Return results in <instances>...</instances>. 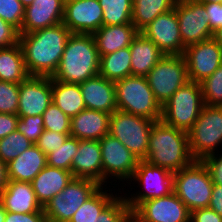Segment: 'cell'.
I'll return each mask as SVG.
<instances>
[{
	"label": "cell",
	"mask_w": 222,
	"mask_h": 222,
	"mask_svg": "<svg viewBox=\"0 0 222 222\" xmlns=\"http://www.w3.org/2000/svg\"><path fill=\"white\" fill-rule=\"evenodd\" d=\"M52 103L72 118L86 109L79 84L52 79Z\"/></svg>",
	"instance_id": "28"
},
{
	"label": "cell",
	"mask_w": 222,
	"mask_h": 222,
	"mask_svg": "<svg viewBox=\"0 0 222 222\" xmlns=\"http://www.w3.org/2000/svg\"><path fill=\"white\" fill-rule=\"evenodd\" d=\"M200 84L204 105L222 107V64Z\"/></svg>",
	"instance_id": "36"
},
{
	"label": "cell",
	"mask_w": 222,
	"mask_h": 222,
	"mask_svg": "<svg viewBox=\"0 0 222 222\" xmlns=\"http://www.w3.org/2000/svg\"><path fill=\"white\" fill-rule=\"evenodd\" d=\"M204 107L200 83L187 82L162 107L161 120L172 127L188 132Z\"/></svg>",
	"instance_id": "6"
},
{
	"label": "cell",
	"mask_w": 222,
	"mask_h": 222,
	"mask_svg": "<svg viewBox=\"0 0 222 222\" xmlns=\"http://www.w3.org/2000/svg\"><path fill=\"white\" fill-rule=\"evenodd\" d=\"M201 161L207 168L213 184L222 186V154H211Z\"/></svg>",
	"instance_id": "43"
},
{
	"label": "cell",
	"mask_w": 222,
	"mask_h": 222,
	"mask_svg": "<svg viewBox=\"0 0 222 222\" xmlns=\"http://www.w3.org/2000/svg\"><path fill=\"white\" fill-rule=\"evenodd\" d=\"M25 7L20 0H0V18L13 26L18 32L22 29Z\"/></svg>",
	"instance_id": "40"
},
{
	"label": "cell",
	"mask_w": 222,
	"mask_h": 222,
	"mask_svg": "<svg viewBox=\"0 0 222 222\" xmlns=\"http://www.w3.org/2000/svg\"><path fill=\"white\" fill-rule=\"evenodd\" d=\"M7 164L0 159V194L8 185Z\"/></svg>",
	"instance_id": "50"
},
{
	"label": "cell",
	"mask_w": 222,
	"mask_h": 222,
	"mask_svg": "<svg viewBox=\"0 0 222 222\" xmlns=\"http://www.w3.org/2000/svg\"><path fill=\"white\" fill-rule=\"evenodd\" d=\"M44 130L58 133H70L71 118L63 113L54 103L43 112Z\"/></svg>",
	"instance_id": "37"
},
{
	"label": "cell",
	"mask_w": 222,
	"mask_h": 222,
	"mask_svg": "<svg viewBox=\"0 0 222 222\" xmlns=\"http://www.w3.org/2000/svg\"><path fill=\"white\" fill-rule=\"evenodd\" d=\"M183 56L191 82L201 83L222 64V48L214 38L187 46Z\"/></svg>",
	"instance_id": "15"
},
{
	"label": "cell",
	"mask_w": 222,
	"mask_h": 222,
	"mask_svg": "<svg viewBox=\"0 0 222 222\" xmlns=\"http://www.w3.org/2000/svg\"><path fill=\"white\" fill-rule=\"evenodd\" d=\"M19 117L14 114L0 113V139L16 130Z\"/></svg>",
	"instance_id": "48"
},
{
	"label": "cell",
	"mask_w": 222,
	"mask_h": 222,
	"mask_svg": "<svg viewBox=\"0 0 222 222\" xmlns=\"http://www.w3.org/2000/svg\"><path fill=\"white\" fill-rule=\"evenodd\" d=\"M46 165V154L33 144L7 164L8 180L31 183Z\"/></svg>",
	"instance_id": "26"
},
{
	"label": "cell",
	"mask_w": 222,
	"mask_h": 222,
	"mask_svg": "<svg viewBox=\"0 0 222 222\" xmlns=\"http://www.w3.org/2000/svg\"><path fill=\"white\" fill-rule=\"evenodd\" d=\"M20 84L0 81V113L17 115Z\"/></svg>",
	"instance_id": "39"
},
{
	"label": "cell",
	"mask_w": 222,
	"mask_h": 222,
	"mask_svg": "<svg viewBox=\"0 0 222 222\" xmlns=\"http://www.w3.org/2000/svg\"><path fill=\"white\" fill-rule=\"evenodd\" d=\"M103 13L98 0H67L62 23L72 33L93 34L103 26Z\"/></svg>",
	"instance_id": "17"
},
{
	"label": "cell",
	"mask_w": 222,
	"mask_h": 222,
	"mask_svg": "<svg viewBox=\"0 0 222 222\" xmlns=\"http://www.w3.org/2000/svg\"><path fill=\"white\" fill-rule=\"evenodd\" d=\"M213 182L200 160L173 174V191L190 212L207 208L212 196Z\"/></svg>",
	"instance_id": "5"
},
{
	"label": "cell",
	"mask_w": 222,
	"mask_h": 222,
	"mask_svg": "<svg viewBox=\"0 0 222 222\" xmlns=\"http://www.w3.org/2000/svg\"><path fill=\"white\" fill-rule=\"evenodd\" d=\"M173 174L168 169L140 160L130 181H137L138 186L141 185L144 191L136 192V195L134 193L133 197L131 194V198L129 195L125 197L131 212L142 202L172 193Z\"/></svg>",
	"instance_id": "11"
},
{
	"label": "cell",
	"mask_w": 222,
	"mask_h": 222,
	"mask_svg": "<svg viewBox=\"0 0 222 222\" xmlns=\"http://www.w3.org/2000/svg\"><path fill=\"white\" fill-rule=\"evenodd\" d=\"M99 75L110 81H117L131 75V52L126 47L100 56Z\"/></svg>",
	"instance_id": "31"
},
{
	"label": "cell",
	"mask_w": 222,
	"mask_h": 222,
	"mask_svg": "<svg viewBox=\"0 0 222 222\" xmlns=\"http://www.w3.org/2000/svg\"><path fill=\"white\" fill-rule=\"evenodd\" d=\"M100 55L92 34L72 33L59 66L51 77L66 83L81 84L99 75Z\"/></svg>",
	"instance_id": "2"
},
{
	"label": "cell",
	"mask_w": 222,
	"mask_h": 222,
	"mask_svg": "<svg viewBox=\"0 0 222 222\" xmlns=\"http://www.w3.org/2000/svg\"><path fill=\"white\" fill-rule=\"evenodd\" d=\"M100 187L101 185L93 180L73 177L68 185L43 207L47 222H69L80 206Z\"/></svg>",
	"instance_id": "10"
},
{
	"label": "cell",
	"mask_w": 222,
	"mask_h": 222,
	"mask_svg": "<svg viewBox=\"0 0 222 222\" xmlns=\"http://www.w3.org/2000/svg\"><path fill=\"white\" fill-rule=\"evenodd\" d=\"M5 222H47L44 212L13 213L7 212Z\"/></svg>",
	"instance_id": "45"
},
{
	"label": "cell",
	"mask_w": 222,
	"mask_h": 222,
	"mask_svg": "<svg viewBox=\"0 0 222 222\" xmlns=\"http://www.w3.org/2000/svg\"><path fill=\"white\" fill-rule=\"evenodd\" d=\"M124 222H138L132 215H130Z\"/></svg>",
	"instance_id": "55"
},
{
	"label": "cell",
	"mask_w": 222,
	"mask_h": 222,
	"mask_svg": "<svg viewBox=\"0 0 222 222\" xmlns=\"http://www.w3.org/2000/svg\"><path fill=\"white\" fill-rule=\"evenodd\" d=\"M131 52V75L146 77L164 53L142 33L132 40L129 46Z\"/></svg>",
	"instance_id": "27"
},
{
	"label": "cell",
	"mask_w": 222,
	"mask_h": 222,
	"mask_svg": "<svg viewBox=\"0 0 222 222\" xmlns=\"http://www.w3.org/2000/svg\"><path fill=\"white\" fill-rule=\"evenodd\" d=\"M146 162L177 172L194 159L189 150L188 132L155 121L149 135Z\"/></svg>",
	"instance_id": "3"
},
{
	"label": "cell",
	"mask_w": 222,
	"mask_h": 222,
	"mask_svg": "<svg viewBox=\"0 0 222 222\" xmlns=\"http://www.w3.org/2000/svg\"><path fill=\"white\" fill-rule=\"evenodd\" d=\"M65 0H33L25 8L24 21L19 34L32 33L62 23Z\"/></svg>",
	"instance_id": "20"
},
{
	"label": "cell",
	"mask_w": 222,
	"mask_h": 222,
	"mask_svg": "<svg viewBox=\"0 0 222 222\" xmlns=\"http://www.w3.org/2000/svg\"><path fill=\"white\" fill-rule=\"evenodd\" d=\"M139 31L132 23L102 26L92 35L100 56L129 47Z\"/></svg>",
	"instance_id": "25"
},
{
	"label": "cell",
	"mask_w": 222,
	"mask_h": 222,
	"mask_svg": "<svg viewBox=\"0 0 222 222\" xmlns=\"http://www.w3.org/2000/svg\"><path fill=\"white\" fill-rule=\"evenodd\" d=\"M77 152L78 139L69 136L61 147L46 155L47 165L71 171V164Z\"/></svg>",
	"instance_id": "35"
},
{
	"label": "cell",
	"mask_w": 222,
	"mask_h": 222,
	"mask_svg": "<svg viewBox=\"0 0 222 222\" xmlns=\"http://www.w3.org/2000/svg\"><path fill=\"white\" fill-rule=\"evenodd\" d=\"M28 76L19 42L0 48V81L20 84Z\"/></svg>",
	"instance_id": "29"
},
{
	"label": "cell",
	"mask_w": 222,
	"mask_h": 222,
	"mask_svg": "<svg viewBox=\"0 0 222 222\" xmlns=\"http://www.w3.org/2000/svg\"><path fill=\"white\" fill-rule=\"evenodd\" d=\"M222 217V186L213 184L212 196L208 205Z\"/></svg>",
	"instance_id": "49"
},
{
	"label": "cell",
	"mask_w": 222,
	"mask_h": 222,
	"mask_svg": "<svg viewBox=\"0 0 222 222\" xmlns=\"http://www.w3.org/2000/svg\"><path fill=\"white\" fill-rule=\"evenodd\" d=\"M23 6L26 8L27 6L31 5L33 0H20Z\"/></svg>",
	"instance_id": "54"
},
{
	"label": "cell",
	"mask_w": 222,
	"mask_h": 222,
	"mask_svg": "<svg viewBox=\"0 0 222 222\" xmlns=\"http://www.w3.org/2000/svg\"><path fill=\"white\" fill-rule=\"evenodd\" d=\"M86 109L112 114L117 110L115 82L97 75L79 84Z\"/></svg>",
	"instance_id": "21"
},
{
	"label": "cell",
	"mask_w": 222,
	"mask_h": 222,
	"mask_svg": "<svg viewBox=\"0 0 222 222\" xmlns=\"http://www.w3.org/2000/svg\"><path fill=\"white\" fill-rule=\"evenodd\" d=\"M103 10V26L132 23L133 0H98Z\"/></svg>",
	"instance_id": "33"
},
{
	"label": "cell",
	"mask_w": 222,
	"mask_h": 222,
	"mask_svg": "<svg viewBox=\"0 0 222 222\" xmlns=\"http://www.w3.org/2000/svg\"><path fill=\"white\" fill-rule=\"evenodd\" d=\"M156 101L163 107L187 82V63L183 55H165L146 76Z\"/></svg>",
	"instance_id": "9"
},
{
	"label": "cell",
	"mask_w": 222,
	"mask_h": 222,
	"mask_svg": "<svg viewBox=\"0 0 222 222\" xmlns=\"http://www.w3.org/2000/svg\"><path fill=\"white\" fill-rule=\"evenodd\" d=\"M190 222H222V217L211 208H200L191 212Z\"/></svg>",
	"instance_id": "47"
},
{
	"label": "cell",
	"mask_w": 222,
	"mask_h": 222,
	"mask_svg": "<svg viewBox=\"0 0 222 222\" xmlns=\"http://www.w3.org/2000/svg\"><path fill=\"white\" fill-rule=\"evenodd\" d=\"M187 1H197V0H175V3H183Z\"/></svg>",
	"instance_id": "56"
},
{
	"label": "cell",
	"mask_w": 222,
	"mask_h": 222,
	"mask_svg": "<svg viewBox=\"0 0 222 222\" xmlns=\"http://www.w3.org/2000/svg\"><path fill=\"white\" fill-rule=\"evenodd\" d=\"M174 9L185 48L213 38L214 31L209 24V15L204 4L198 1H187L176 3Z\"/></svg>",
	"instance_id": "13"
},
{
	"label": "cell",
	"mask_w": 222,
	"mask_h": 222,
	"mask_svg": "<svg viewBox=\"0 0 222 222\" xmlns=\"http://www.w3.org/2000/svg\"><path fill=\"white\" fill-rule=\"evenodd\" d=\"M106 184L101 186L91 197H89L74 213L69 222H97L101 211L117 196L108 193ZM105 191H104V190Z\"/></svg>",
	"instance_id": "32"
},
{
	"label": "cell",
	"mask_w": 222,
	"mask_h": 222,
	"mask_svg": "<svg viewBox=\"0 0 222 222\" xmlns=\"http://www.w3.org/2000/svg\"><path fill=\"white\" fill-rule=\"evenodd\" d=\"M0 203L7 212L33 213L44 212L36 199L30 182L8 181L7 187L0 194Z\"/></svg>",
	"instance_id": "22"
},
{
	"label": "cell",
	"mask_w": 222,
	"mask_h": 222,
	"mask_svg": "<svg viewBox=\"0 0 222 222\" xmlns=\"http://www.w3.org/2000/svg\"><path fill=\"white\" fill-rule=\"evenodd\" d=\"M33 144L16 129L8 136L0 139V159L8 164Z\"/></svg>",
	"instance_id": "34"
},
{
	"label": "cell",
	"mask_w": 222,
	"mask_h": 222,
	"mask_svg": "<svg viewBox=\"0 0 222 222\" xmlns=\"http://www.w3.org/2000/svg\"><path fill=\"white\" fill-rule=\"evenodd\" d=\"M72 32L63 23L32 33L19 34L24 64L29 76L52 77Z\"/></svg>",
	"instance_id": "1"
},
{
	"label": "cell",
	"mask_w": 222,
	"mask_h": 222,
	"mask_svg": "<svg viewBox=\"0 0 222 222\" xmlns=\"http://www.w3.org/2000/svg\"><path fill=\"white\" fill-rule=\"evenodd\" d=\"M7 215V211L3 207V205L0 203V222H5V218Z\"/></svg>",
	"instance_id": "52"
},
{
	"label": "cell",
	"mask_w": 222,
	"mask_h": 222,
	"mask_svg": "<svg viewBox=\"0 0 222 222\" xmlns=\"http://www.w3.org/2000/svg\"><path fill=\"white\" fill-rule=\"evenodd\" d=\"M213 38L217 41L219 46L222 48V28H219L214 32Z\"/></svg>",
	"instance_id": "51"
},
{
	"label": "cell",
	"mask_w": 222,
	"mask_h": 222,
	"mask_svg": "<svg viewBox=\"0 0 222 222\" xmlns=\"http://www.w3.org/2000/svg\"><path fill=\"white\" fill-rule=\"evenodd\" d=\"M99 143L102 156L103 185L107 184L109 177L120 181H130L140 161L138 157L110 134L103 136Z\"/></svg>",
	"instance_id": "12"
},
{
	"label": "cell",
	"mask_w": 222,
	"mask_h": 222,
	"mask_svg": "<svg viewBox=\"0 0 222 222\" xmlns=\"http://www.w3.org/2000/svg\"><path fill=\"white\" fill-rule=\"evenodd\" d=\"M74 178L90 179L103 186V168L99 140H79L78 152L71 164Z\"/></svg>",
	"instance_id": "19"
},
{
	"label": "cell",
	"mask_w": 222,
	"mask_h": 222,
	"mask_svg": "<svg viewBox=\"0 0 222 222\" xmlns=\"http://www.w3.org/2000/svg\"><path fill=\"white\" fill-rule=\"evenodd\" d=\"M175 0H133L132 24L141 32L157 16L174 9Z\"/></svg>",
	"instance_id": "30"
},
{
	"label": "cell",
	"mask_w": 222,
	"mask_h": 222,
	"mask_svg": "<svg viewBox=\"0 0 222 222\" xmlns=\"http://www.w3.org/2000/svg\"><path fill=\"white\" fill-rule=\"evenodd\" d=\"M51 103V77L28 76L20 83L18 117L42 116Z\"/></svg>",
	"instance_id": "18"
},
{
	"label": "cell",
	"mask_w": 222,
	"mask_h": 222,
	"mask_svg": "<svg viewBox=\"0 0 222 222\" xmlns=\"http://www.w3.org/2000/svg\"><path fill=\"white\" fill-rule=\"evenodd\" d=\"M189 150L194 160L215 154L222 145V107L207 106L188 131ZM221 144V145H220Z\"/></svg>",
	"instance_id": "7"
},
{
	"label": "cell",
	"mask_w": 222,
	"mask_h": 222,
	"mask_svg": "<svg viewBox=\"0 0 222 222\" xmlns=\"http://www.w3.org/2000/svg\"><path fill=\"white\" fill-rule=\"evenodd\" d=\"M131 215L125 196H116L99 214L97 222H124Z\"/></svg>",
	"instance_id": "38"
},
{
	"label": "cell",
	"mask_w": 222,
	"mask_h": 222,
	"mask_svg": "<svg viewBox=\"0 0 222 222\" xmlns=\"http://www.w3.org/2000/svg\"><path fill=\"white\" fill-rule=\"evenodd\" d=\"M131 215L138 222H190L191 212L173 191L140 203Z\"/></svg>",
	"instance_id": "14"
},
{
	"label": "cell",
	"mask_w": 222,
	"mask_h": 222,
	"mask_svg": "<svg viewBox=\"0 0 222 222\" xmlns=\"http://www.w3.org/2000/svg\"><path fill=\"white\" fill-rule=\"evenodd\" d=\"M16 129L35 144L44 132L43 116L19 117Z\"/></svg>",
	"instance_id": "41"
},
{
	"label": "cell",
	"mask_w": 222,
	"mask_h": 222,
	"mask_svg": "<svg viewBox=\"0 0 222 222\" xmlns=\"http://www.w3.org/2000/svg\"><path fill=\"white\" fill-rule=\"evenodd\" d=\"M155 121L120 110L110 115L109 134L117 138L139 160L147 157L149 135Z\"/></svg>",
	"instance_id": "8"
},
{
	"label": "cell",
	"mask_w": 222,
	"mask_h": 222,
	"mask_svg": "<svg viewBox=\"0 0 222 222\" xmlns=\"http://www.w3.org/2000/svg\"><path fill=\"white\" fill-rule=\"evenodd\" d=\"M209 15V24L215 32L222 28V4L220 3H202Z\"/></svg>",
	"instance_id": "46"
},
{
	"label": "cell",
	"mask_w": 222,
	"mask_h": 222,
	"mask_svg": "<svg viewBox=\"0 0 222 222\" xmlns=\"http://www.w3.org/2000/svg\"><path fill=\"white\" fill-rule=\"evenodd\" d=\"M142 33L164 53V55H183L185 47L179 29L175 9L157 16Z\"/></svg>",
	"instance_id": "16"
},
{
	"label": "cell",
	"mask_w": 222,
	"mask_h": 222,
	"mask_svg": "<svg viewBox=\"0 0 222 222\" xmlns=\"http://www.w3.org/2000/svg\"><path fill=\"white\" fill-rule=\"evenodd\" d=\"M200 3H220L222 4V0H197Z\"/></svg>",
	"instance_id": "53"
},
{
	"label": "cell",
	"mask_w": 222,
	"mask_h": 222,
	"mask_svg": "<svg viewBox=\"0 0 222 222\" xmlns=\"http://www.w3.org/2000/svg\"><path fill=\"white\" fill-rule=\"evenodd\" d=\"M71 171L46 165L32 180L35 196L42 208L72 180Z\"/></svg>",
	"instance_id": "24"
},
{
	"label": "cell",
	"mask_w": 222,
	"mask_h": 222,
	"mask_svg": "<svg viewBox=\"0 0 222 222\" xmlns=\"http://www.w3.org/2000/svg\"><path fill=\"white\" fill-rule=\"evenodd\" d=\"M117 110L153 121L162 117V107L156 101L147 78L130 75L115 81Z\"/></svg>",
	"instance_id": "4"
},
{
	"label": "cell",
	"mask_w": 222,
	"mask_h": 222,
	"mask_svg": "<svg viewBox=\"0 0 222 222\" xmlns=\"http://www.w3.org/2000/svg\"><path fill=\"white\" fill-rule=\"evenodd\" d=\"M110 115L104 111L84 109L71 118L70 136L79 140H100L109 134Z\"/></svg>",
	"instance_id": "23"
},
{
	"label": "cell",
	"mask_w": 222,
	"mask_h": 222,
	"mask_svg": "<svg viewBox=\"0 0 222 222\" xmlns=\"http://www.w3.org/2000/svg\"><path fill=\"white\" fill-rule=\"evenodd\" d=\"M19 41V32L0 18V48L12 46Z\"/></svg>",
	"instance_id": "44"
},
{
	"label": "cell",
	"mask_w": 222,
	"mask_h": 222,
	"mask_svg": "<svg viewBox=\"0 0 222 222\" xmlns=\"http://www.w3.org/2000/svg\"><path fill=\"white\" fill-rule=\"evenodd\" d=\"M69 136L70 133H58L44 130L35 145L47 155L58 147H61Z\"/></svg>",
	"instance_id": "42"
}]
</instances>
